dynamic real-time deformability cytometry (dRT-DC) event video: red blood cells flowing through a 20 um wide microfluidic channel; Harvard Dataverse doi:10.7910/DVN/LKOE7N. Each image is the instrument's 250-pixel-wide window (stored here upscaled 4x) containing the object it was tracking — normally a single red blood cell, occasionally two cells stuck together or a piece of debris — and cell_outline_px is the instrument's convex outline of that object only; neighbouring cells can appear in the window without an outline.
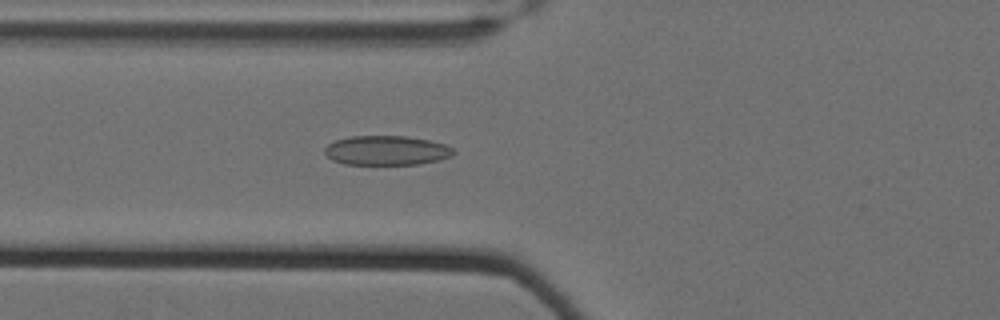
{"species": "Egyptian fruit bat (a non-hibernating species)", "species_latin": "Rousettus aegyptiacus", "temperature_condition": "cold", "stored_images_in_passage": 46, "camera_frame_rate_fps": 3000, "um_per_image_px": 0.085, "animal": {"sex": "female"}, "frame": {"image": 1, "passage_image": 11, "time_ms": 3.333, "image_size_px": [1000, 320], "cell_outline_px": [[456, 152], [452, 156], [440, 160], [420, 164], [344, 164], [332, 160], [324, 152], [324, 148], [328, 144], [336, 140], [352, 136], [408, 136], [428, 140], [444, 144], [452, 148]], "centroid_in_image_um": [32.87, 12.79], "position_along_channel_um": 92.9, "area_um2": 22.14}}
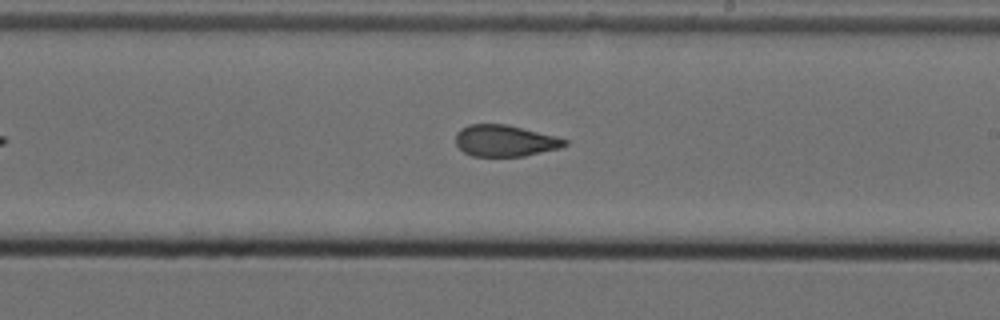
{"frame": {"image": 2, "passage_image": 24, "time_ms": 7.667, "image_size_px": [1000, 320], "cell_outline_px": [[568, 144], [560, 148], [524, 156], [472, 156], [464, 152], [456, 144], [456, 132], [460, 128], [468, 124], [504, 124], [556, 136], [568, 140]], "centroid_in_image_um": [42.91, 11.96], "position_along_channel_um": 246.1, "area_um2": 19.94}}
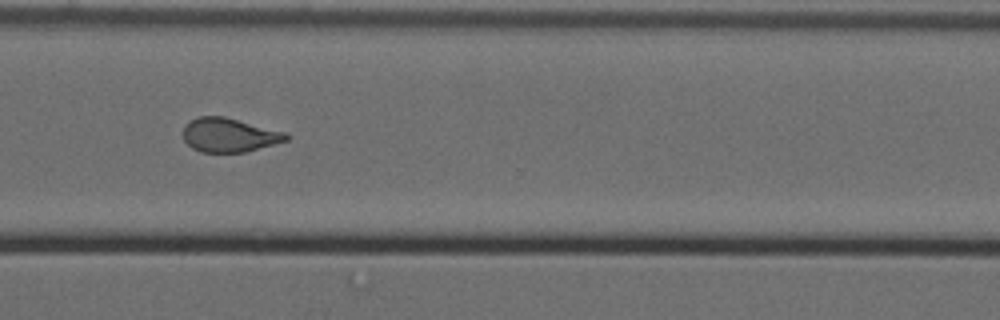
{"frame": {"image": 3, "passage_image": 33, "time_ms": 10.667, "image_size_px": [1000, 320], "cell_outline_px": [[292, 136], [288, 140], [244, 152], [200, 152], [192, 148], [184, 140], [184, 124], [188, 120], [200, 116], [224, 116], [288, 132]], "centroid_in_image_um": [19.5, 11.46], "position_along_channel_um": 351.1, "area_um2": 20.63}, "authors_computed_cell_mechanics": {"area_um2": 20.9236, "velocity_mm_per_s": 3.5078, "shape_relaxation_time_tau1_ms": 10.7593, "shape_relaxation_time_tau2_ms": 1.9943, "deformation_change_tau1": 0.2036, "deformation_change_tau2": 0.0967}}